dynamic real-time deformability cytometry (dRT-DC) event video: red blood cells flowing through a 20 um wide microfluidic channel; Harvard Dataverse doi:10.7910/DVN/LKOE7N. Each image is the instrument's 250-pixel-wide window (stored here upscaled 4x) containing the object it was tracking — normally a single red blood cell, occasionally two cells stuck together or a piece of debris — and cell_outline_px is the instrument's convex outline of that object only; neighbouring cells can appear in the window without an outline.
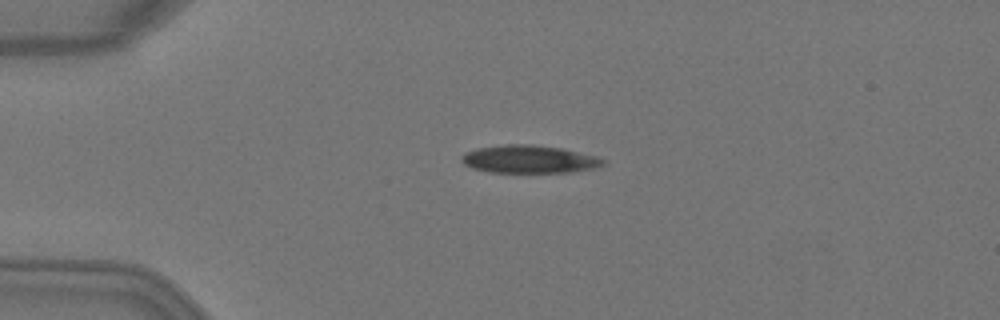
{"species": "Egyptian fruit bat (a non-hibernating species)", "species_latin": "Rousettus aegyptiacus", "temperature_condition": "warm", "stored_images_in_passage": 4, "camera_frame_rate_fps": 3000, "um_per_image_px": 0.085, "animal": {"sex": "female"}, "frame": {"image": 1, "passage_image": 3, "time_ms": 0.667, "image_size_px": [1000, 320], "cell_outline_px": [[608, 164], [596, 168], [572, 172], [488, 172], [472, 168], [464, 164], [460, 160], [460, 156], [476, 148], [504, 144], [532, 144], [564, 148], [596, 156], [604, 160]], "centroid_in_image_um": [45.0, 13.53], "position_along_channel_um": 40.0, "area_um2": 23.24}}